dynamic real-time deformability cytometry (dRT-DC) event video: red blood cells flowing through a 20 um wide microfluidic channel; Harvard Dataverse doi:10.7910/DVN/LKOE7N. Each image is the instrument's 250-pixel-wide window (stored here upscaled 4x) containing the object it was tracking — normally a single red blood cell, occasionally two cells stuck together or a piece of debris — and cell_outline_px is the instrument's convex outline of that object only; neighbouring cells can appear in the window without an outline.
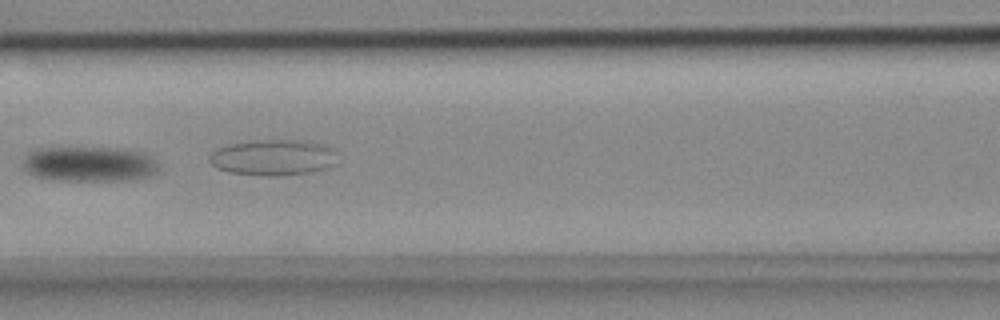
{"species": "common noctule bat (a hibernating species)", "species_latin": "Nyctalus noctula", "temperature_condition": "cold", "stored_images_in_passage": 16, "camera_frame_rate_fps": 3000, "um_per_image_px": 0.085, "animal": {"sex": "female", "body_mass_g": 18.4}, "frame": {"image": 1, "passage_image": 7, "time_ms": 2.0, "image_size_px": [1000, 320], "cell_outline_px": [[160, 168], [156, 172], [148, 176], [124, 180], [52, 180], [36, 176], [28, 172], [24, 168], [24, 160], [28, 152], [32, 148], [112, 148], [140, 152], [148, 156]], "centroid_in_image_um": [7.52, 13.94], "position_along_channel_um": 159.1, "area_um2": 27.34}}
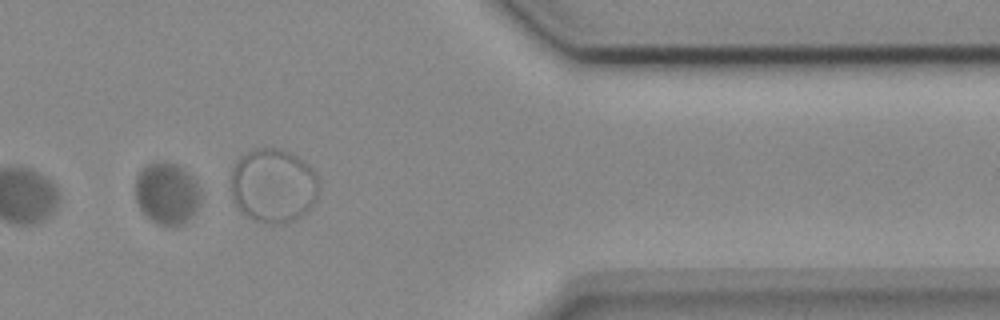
{"frame": {"image": 2, "passage_image": 14, "time_ms": 4.333, "image_size_px": [1000, 320], "cell_outline_px": [[200, 204], [192, 216], [188, 220], [180, 224], [160, 224], [152, 220], [140, 208], [136, 200], [136, 176], [140, 168], [148, 164], [176, 164], [188, 172], [196, 180], [200, 188]], "centroid_in_image_um": [14.21, 16.43], "position_along_channel_um": 397.2, "area_um2": 23.12}}